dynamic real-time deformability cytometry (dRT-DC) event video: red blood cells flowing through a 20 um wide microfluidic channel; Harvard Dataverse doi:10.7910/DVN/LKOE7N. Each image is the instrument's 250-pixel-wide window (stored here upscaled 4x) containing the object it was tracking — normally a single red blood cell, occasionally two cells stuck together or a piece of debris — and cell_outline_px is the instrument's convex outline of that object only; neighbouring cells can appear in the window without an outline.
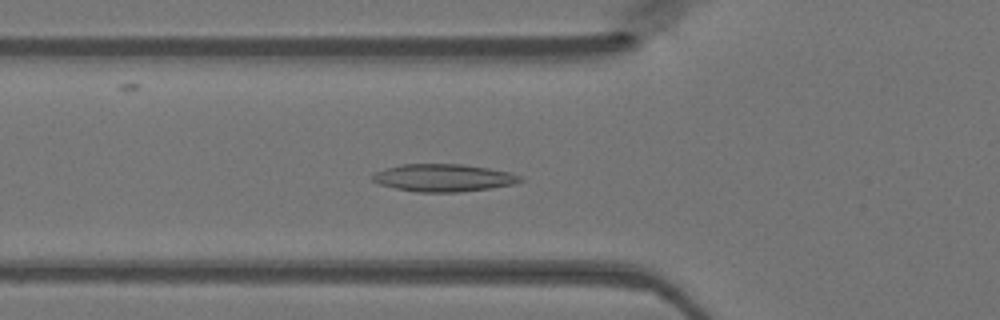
{"species": "Egyptian fruit bat (a non-hibernating species)", "species_latin": "Rousettus aegyptiacus", "temperature_condition": "warm", "stored_images_in_passage": 38, "camera_frame_rate_fps": 3000, "um_per_image_px": 0.085, "animal": {"sex": "female"}, "frame": {"image": 1, "passage_image": 10, "time_ms": 3.0, "image_size_px": [1000, 320], "cell_outline_px": [[524, 180], [512, 184], [492, 188], [460, 192], [416, 192], [396, 188], [380, 184], [372, 180], [372, 176], [376, 172], [400, 164], [460, 164], [488, 168], [512, 172], [524, 176]], "centroid_in_image_um": [37.76, 15.11], "position_along_channel_um": 88.0, "area_um2": 23.7}}
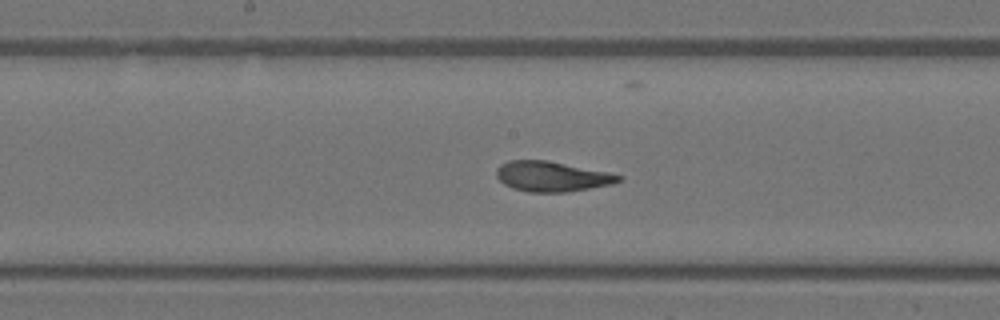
{"frame": {"image": 2, "passage_image": 18, "time_ms": 5.667, "image_size_px": [1000, 320], "cell_outline_px": [[624, 180], [612, 184], [568, 192], [528, 192], [512, 188], [504, 184], [496, 176], [496, 168], [500, 164], [508, 160], [544, 160], [608, 172], [624, 176]], "centroid_in_image_um": [46.9, 15.0], "position_along_channel_um": 201.3, "area_um2": 21.5}}
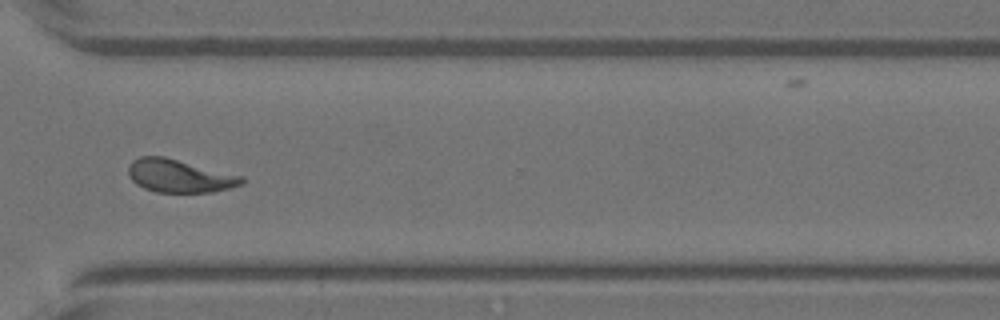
{"frame": {"image": 3, "passage_image": 29, "time_ms": 9.333, "image_size_px": [1000, 320], "cell_outline_px": [[244, 184], [212, 192], [156, 192], [144, 188], [136, 184], [128, 176], [128, 168], [132, 160], [140, 156], [164, 156], [244, 176]], "centroid_in_image_um": [15.25, 14.95], "position_along_channel_um": 355.4, "area_um2": 21.91}}